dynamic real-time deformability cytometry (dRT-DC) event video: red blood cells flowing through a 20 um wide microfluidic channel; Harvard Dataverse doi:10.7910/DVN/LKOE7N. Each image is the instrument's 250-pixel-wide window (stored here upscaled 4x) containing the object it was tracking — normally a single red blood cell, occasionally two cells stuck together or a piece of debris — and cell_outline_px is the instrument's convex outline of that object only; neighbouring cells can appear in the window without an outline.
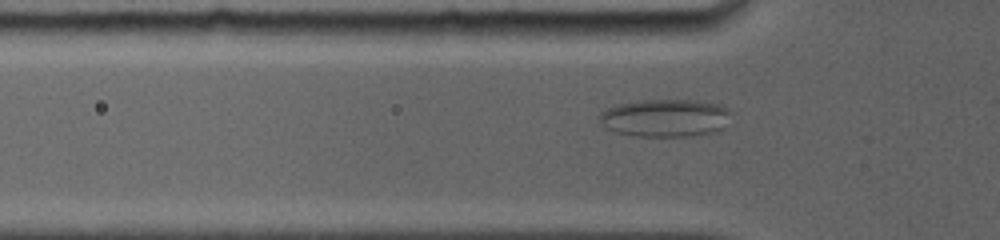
{"species": "common noctule bat (a hibernating species)", "species_latin": "Nyctalus noctula", "temperature_condition": "room temperature", "stored_images_in_passage": 14, "segment_of_instrument_passage": [1, 2], "camera_frame_rate_fps": 5000, "um_per_image_px": 0.085, "animal": {"sex": "female", "body_mass_g": 19.0, "forearm_length_mm": 56.7}, "frame": {"image": 1, "passage_image": 7, "time_ms": 2.4, "image_size_px": [1000, 240], "cell_outline_px": [[732, 112], [724, 128], [720, 132], [692, 136], [636, 136], [616, 132], [604, 128], [600, 124], [600, 112], [616, 104], [640, 100], [696, 100], [720, 104], [728, 108]], "centroid_in_image_um": [56.58, 10.03], "position_along_channel_um": 69.2, "area_um2": 29.48}}
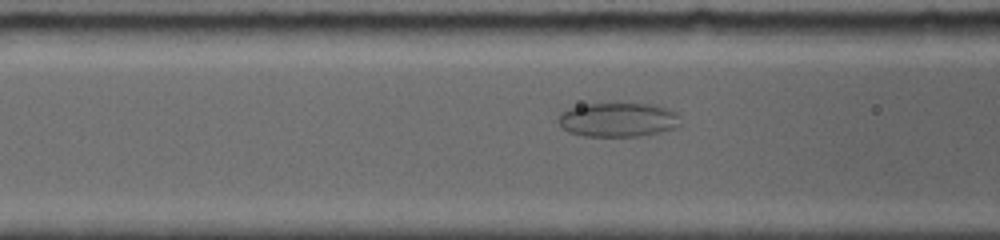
{"frame": {"image": 2, "passage_image": 10, "time_ms": 3.6, "image_size_px": [1000, 240], "cell_outline_px": [[680, 124], [676, 128], [660, 132], [640, 136], [584, 136], [568, 132], [556, 120], [560, 112], [568, 108], [580, 104], [656, 104], [676, 112], [680, 116]], "centroid_in_image_um": [52.52, 10.17], "position_along_channel_um": 114.1, "area_um2": 24.57}}